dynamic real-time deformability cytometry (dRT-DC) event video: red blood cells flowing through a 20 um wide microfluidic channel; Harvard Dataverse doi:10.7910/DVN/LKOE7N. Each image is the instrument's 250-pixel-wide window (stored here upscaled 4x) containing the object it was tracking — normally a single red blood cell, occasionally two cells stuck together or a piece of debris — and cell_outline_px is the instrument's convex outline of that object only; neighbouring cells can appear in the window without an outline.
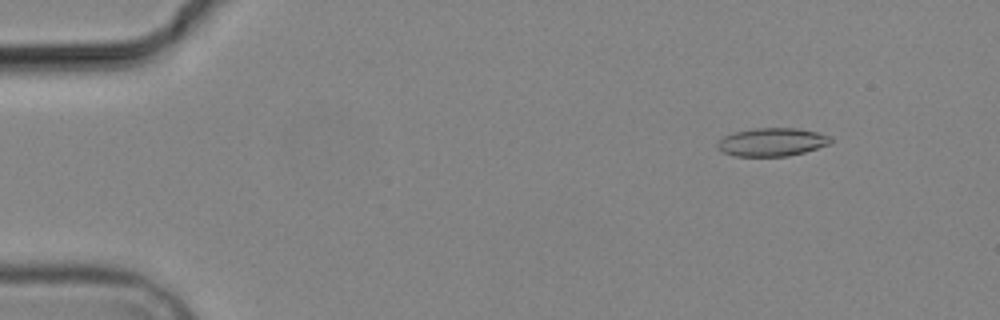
{"species": "common noctule bat (a hibernating species)", "species_latin": "Nyctalus noctula", "temperature_condition": "cold", "stored_images_in_passage": 4, "camera_frame_rate_fps": 3000, "um_per_image_px": 0.085, "animal": {"sex": "male", "body_mass_g": 19.2, "forearm_length_mm": 51.8}, "frame": {"image": 1, "passage_image": 2, "time_ms": 1.333, "image_size_px": [1000, 320], "cell_outline_px": [[832, 140], [828, 144], [804, 152], [788, 156], [732, 156], [720, 152], [716, 148], [716, 144], [724, 136], [736, 132], [756, 128], [796, 128], [816, 132], [832, 136]], "centroid_in_image_um": [65.58, 12.08], "position_along_channel_um": 19.4, "area_um2": 18.61}}